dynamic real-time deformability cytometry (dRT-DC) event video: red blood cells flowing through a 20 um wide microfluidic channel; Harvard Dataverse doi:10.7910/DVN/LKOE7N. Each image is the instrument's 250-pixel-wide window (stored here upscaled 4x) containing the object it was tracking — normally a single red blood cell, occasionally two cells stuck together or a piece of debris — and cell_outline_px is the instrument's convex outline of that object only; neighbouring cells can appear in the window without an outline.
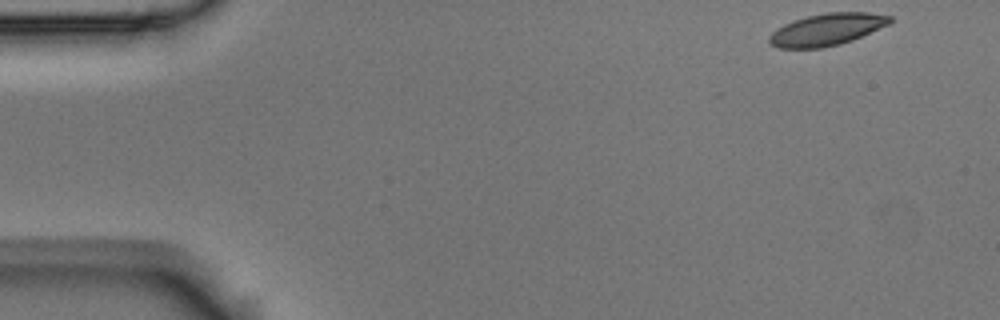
{"species": "Egyptian fruit bat (a non-hibernating species)", "species_latin": "Rousettus aegyptiacus", "temperature_condition": "room temperature", "stored_images_in_passage": 53, "camera_frame_rate_fps": 3000, "um_per_image_px": 0.085, "animal": {"sex": "male"}, "frame": {"image": 1, "passage_image": 1, "time_ms": 0.0, "image_size_px": [1000, 320], "cell_outline_px": [[892, 20], [888, 24], [852, 40], [840, 44], [820, 48], [780, 48], [768, 44], [768, 36], [776, 28], [792, 20], [808, 16], [828, 12], [868, 12], [892, 16]], "centroid_in_image_um": [70.23, 2.51], "position_along_channel_um": 14.8, "area_um2": 22.48}}
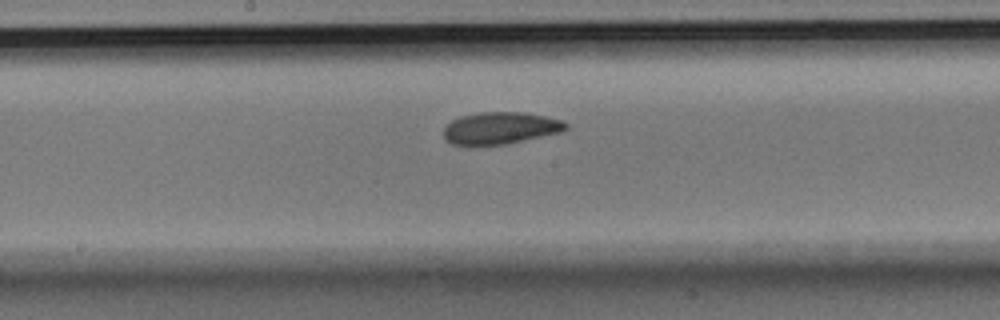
{"frame": {"image": 2, "passage_image": 26, "time_ms": 8.333, "image_size_px": [1000, 320], "cell_outline_px": [[568, 128], [560, 132], [504, 144], [452, 144], [444, 140], [444, 128], [452, 120], [460, 116], [480, 112], [524, 112], [564, 120], [568, 124]], "centroid_in_image_um": [42.54, 10.86], "position_along_channel_um": 205.7, "area_um2": 22.54}}
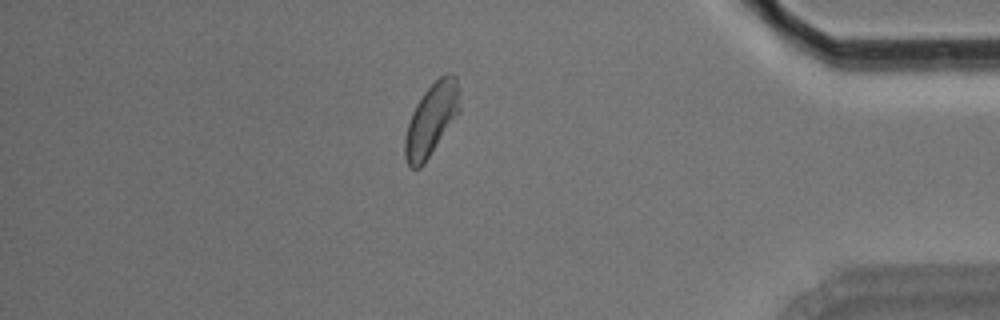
{"frame": {"image": 3, "passage_image": 45, "time_ms": 14.667, "image_size_px": [1000, 320], "cell_outline_px": [[460, 112], [424, 164], [420, 168], [412, 168], [408, 164], [404, 156], [404, 140], [408, 124], [412, 112], [416, 104], [424, 92], [444, 72], [452, 72], [456, 76], [460, 108]], "centroid_in_image_um": [36.67, 10.15], "position_along_channel_um": 398.5, "area_um2": 23.0}, "authors_computed_cell_mechanics": {"area_um2": 22.7732, "velocity_mm_per_s": 3.5941, "shape_relaxation_time_tau1_ms": 4.9412, "shape_relaxation_time_tau2_ms": 2.7865, "deformation_change_tau1": 0.1156, "deformation_change_tau2": 0.0891}}